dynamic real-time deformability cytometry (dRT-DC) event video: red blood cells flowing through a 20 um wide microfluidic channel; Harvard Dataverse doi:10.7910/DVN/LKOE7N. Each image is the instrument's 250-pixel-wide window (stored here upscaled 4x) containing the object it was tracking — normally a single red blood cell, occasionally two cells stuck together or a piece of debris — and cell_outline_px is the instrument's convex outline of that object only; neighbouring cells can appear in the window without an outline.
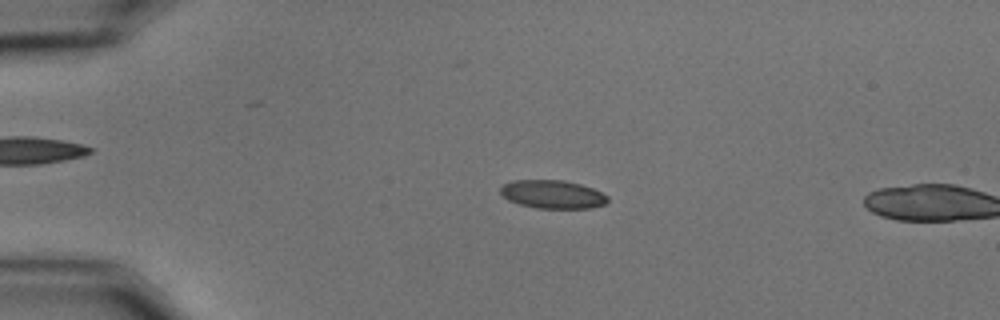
{"species": "common noctule bat (a hibernating species)", "species_latin": "Nyctalus noctula", "temperature_condition": "cold", "stored_images_in_passage": 17, "camera_frame_rate_fps": 3000, "um_per_image_px": 0.085, "animal": {"sex": "male", "body_mass_g": 15.6}, "frame": {"image": 1, "passage_image": 15, "time_ms": 4.667, "image_size_px": [1000, 320], "cell_outline_px": [[608, 200], [604, 204], [592, 208], [536, 208], [520, 204], [508, 200], [500, 192], [500, 188], [504, 184], [512, 180], [564, 180], [580, 184], [592, 188], [608, 196]], "centroid_in_image_um": [46.96, 16.51], "position_along_channel_um": 38.0, "area_um2": 17.63}}